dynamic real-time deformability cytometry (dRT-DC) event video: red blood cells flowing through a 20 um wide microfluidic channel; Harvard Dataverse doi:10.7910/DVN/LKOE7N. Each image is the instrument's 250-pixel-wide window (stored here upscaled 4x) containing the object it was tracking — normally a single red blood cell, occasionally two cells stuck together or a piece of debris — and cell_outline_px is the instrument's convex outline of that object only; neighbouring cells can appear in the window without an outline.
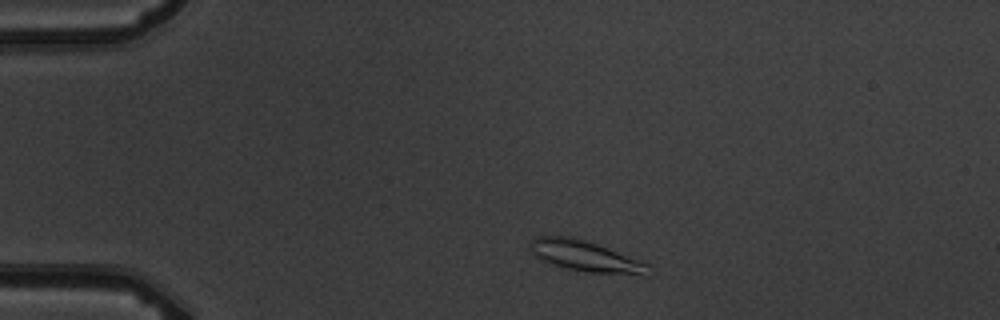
{"species": "common noctule bat (a hibernating species)", "species_latin": "Nyctalus noctula", "temperature_condition": "warm", "stored_images_in_passage": 13, "camera_frame_rate_fps": 3000, "um_per_image_px": 0.085, "animal": {"sex": "male", "body_mass_g": 19.5, "forearm_length_mm": 54.6}, "frame": {"image": 1, "passage_image": 1, "time_ms": 0.0, "image_size_px": [1000, 320], "cell_outline_px": [[648, 276], [644, 276], [584, 272], [552, 264], [540, 260], [532, 252], [528, 244], [532, 236], [576, 236], [588, 240], [640, 260], [648, 264]], "centroid_in_image_um": [49.75, 21.76], "position_along_channel_um": 35.3, "area_um2": 21.73}}
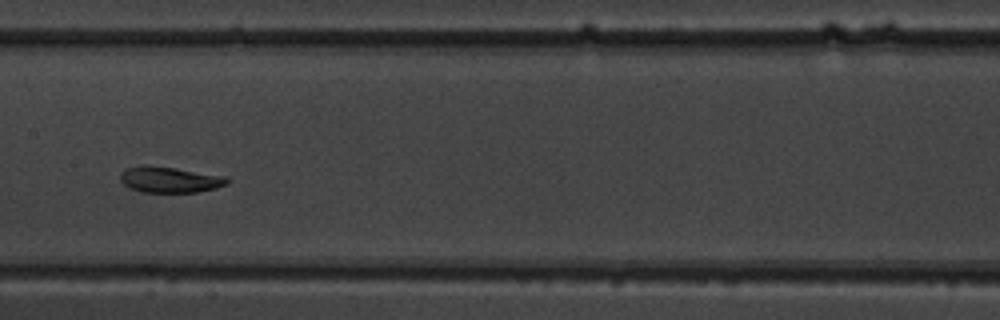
{"frame": {"image": 2, "passage_image": 6, "time_ms": 5.667, "image_size_px": [1000, 320], "cell_outline_px": [[228, 184], [216, 188], [196, 192], [140, 192], [128, 188], [120, 180], [120, 172], [124, 168], [144, 164], [176, 168], [224, 176], [228, 180]], "centroid_in_image_um": [14.35, 15.26], "position_along_channel_um": 193.0, "area_um2": 16.3}}
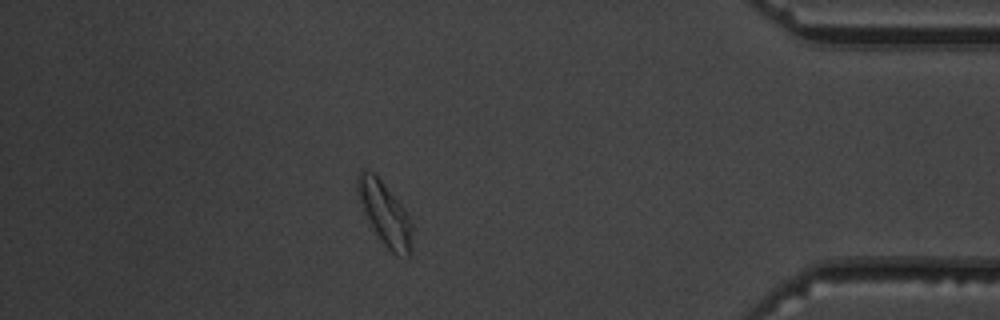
{"frame": {"image": 3, "passage_image": 12, "time_ms": 12.333, "image_size_px": [1000, 320], "cell_outline_px": [[412, 248], [408, 260], [396, 256], [380, 240], [356, 196], [356, 176], [360, 172], [372, 172], [380, 180], [404, 208], [412, 224]], "centroid_in_image_um": [32.74, 18.22], "position_along_channel_um": 402.5, "area_um2": 19.94}, "authors_computed_cell_mechanics": {"area_um2": 16.2996, "velocity_mm_per_s": 3.6829, "shape_relaxation_time_tau1_ms": 3.9419, "shape_relaxation_time_tau2_ms": null, "deformation_change_tau1": 0.136, "deformation_change_tau2": null}}